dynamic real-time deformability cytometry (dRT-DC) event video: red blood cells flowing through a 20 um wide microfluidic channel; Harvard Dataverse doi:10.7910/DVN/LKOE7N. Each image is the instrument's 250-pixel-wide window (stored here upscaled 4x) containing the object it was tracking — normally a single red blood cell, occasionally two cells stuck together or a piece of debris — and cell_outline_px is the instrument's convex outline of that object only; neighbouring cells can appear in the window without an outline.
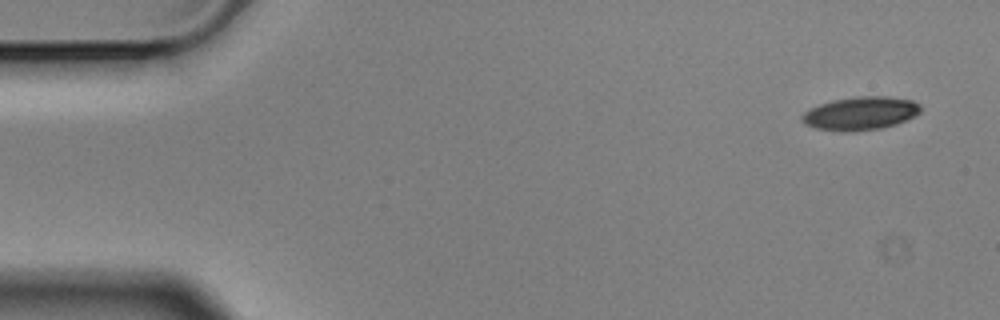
{"species": "Egyptian fruit bat (a non-hibernating species)", "species_latin": "Rousettus aegyptiacus", "temperature_condition": "cold", "stored_images_in_passage": 5, "camera_frame_rate_fps": 3000, "um_per_image_px": 0.085, "animal": {"sex": "male"}, "frame": {"image": 1, "passage_image": 1, "time_ms": 0.0, "image_size_px": [1000, 320], "cell_outline_px": [[920, 112], [896, 124], [880, 128], [844, 132], [816, 128], [804, 124], [800, 120], [800, 116], [804, 112], [820, 104], [832, 100], [856, 96], [888, 96], [912, 100], [920, 104]], "centroid_in_image_um": [73.1, 9.63], "position_along_channel_um": 11.9, "area_um2": 22.89}}
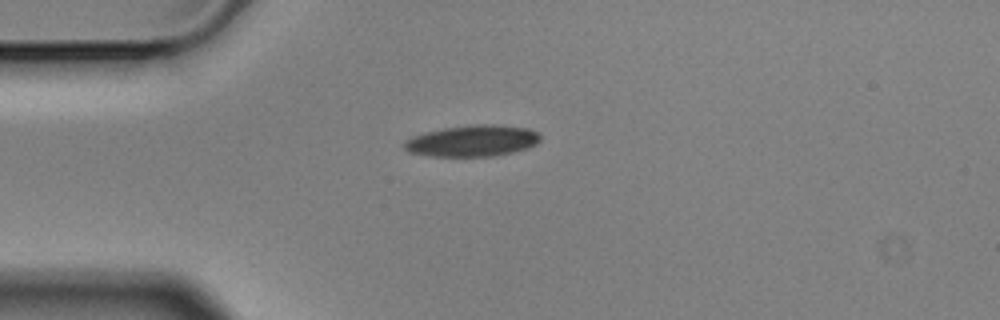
{"frame": {"image": 2, "passage_image": 4, "time_ms": 1.0, "image_size_px": [1000, 320], "cell_outline_px": [[540, 140], [536, 144], [528, 148], [512, 152], [492, 156], [428, 156], [408, 152], [404, 148], [404, 140], [412, 136], [424, 132], [444, 128], [472, 124], [492, 124], [528, 128], [536, 132], [540, 136]], "centroid_in_image_um": [40.12, 11.97], "position_along_channel_um": 44.9, "area_um2": 24.91}}
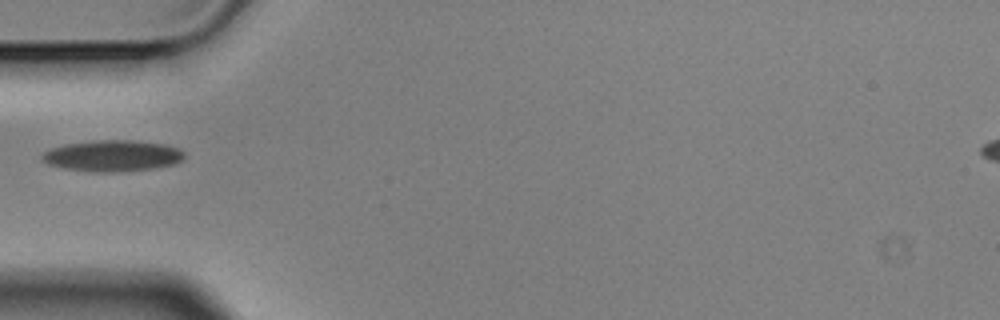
{"frame": {"image": 3, "passage_image": 5, "time_ms": 1.333, "image_size_px": [1000, 320], "cell_outline_px": [[184, 160], [176, 164], [156, 168], [108, 172], [92, 172], [64, 168], [48, 164], [40, 160], [40, 156], [48, 148], [64, 144], [96, 140], [132, 140], [164, 144], [180, 148], [184, 152]], "centroid_in_image_um": [9.55, 13.24], "position_along_channel_um": 75.4, "area_um2": 26.18}}